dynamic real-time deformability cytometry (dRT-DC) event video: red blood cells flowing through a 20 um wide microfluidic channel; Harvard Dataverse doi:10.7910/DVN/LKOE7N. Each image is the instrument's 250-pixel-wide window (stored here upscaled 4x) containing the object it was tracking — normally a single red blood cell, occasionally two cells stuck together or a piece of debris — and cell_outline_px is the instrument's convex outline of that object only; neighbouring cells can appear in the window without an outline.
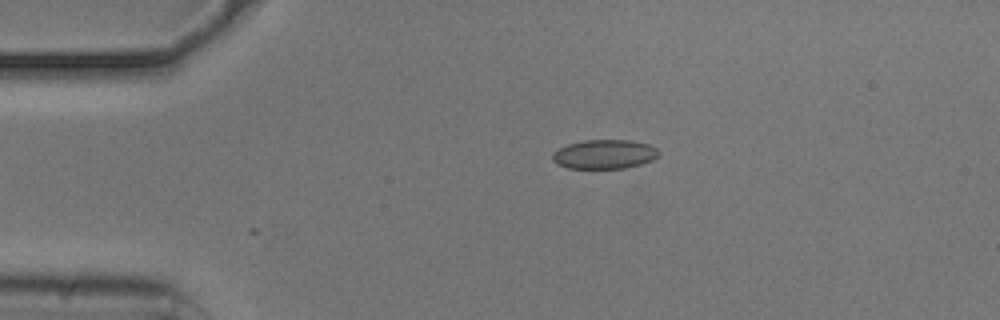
{"species": "common noctule bat (a hibernating species)", "species_latin": "Nyctalus noctula", "temperature_condition": "cold", "stored_images_in_passage": 3, "camera_frame_rate_fps": 3000, "um_per_image_px": 0.085, "animal": {"sex": "male", "body_mass_g": 20.5, "forearm_length_mm": 52.5}, "frame": {"image": 1, "passage_image": 3, "time_ms": 0.667, "image_size_px": [1000, 320], "cell_outline_px": [[660, 156], [652, 160], [640, 164], [624, 168], [568, 168], [556, 164], [552, 160], [552, 152], [568, 144], [584, 140], [632, 140], [648, 144], [656, 148], [660, 152]], "centroid_in_image_um": [51.38, 13.11], "position_along_channel_um": 33.6, "area_um2": 18.15}}